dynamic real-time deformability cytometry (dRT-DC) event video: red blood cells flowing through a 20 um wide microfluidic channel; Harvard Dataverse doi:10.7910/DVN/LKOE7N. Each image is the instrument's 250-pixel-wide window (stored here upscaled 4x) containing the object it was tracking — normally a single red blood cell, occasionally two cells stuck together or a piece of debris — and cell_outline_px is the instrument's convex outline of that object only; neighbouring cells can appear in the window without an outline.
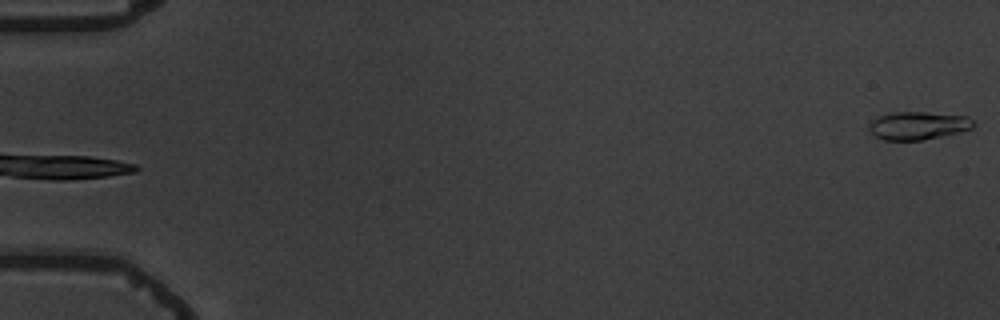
{"species": "common noctule bat (a hibernating species)", "species_latin": "Nyctalus noctula", "temperature_condition": "warm", "stored_images_in_passage": 5, "segment_of_instrument_passage": [2, 2], "camera_frame_rate_fps": 3000, "um_per_image_px": 0.085, "animal": {"sex": "male", "body_mass_g": 19.5, "forearm_length_mm": 54.6}, "frame": {"image": 1, "passage_image": 5, "time_ms": 5.667, "image_size_px": [1000, 320], "cell_outline_px": [[976, 124], [972, 128], [960, 132], [920, 140], [884, 140], [876, 136], [868, 128], [868, 124], [876, 116], [892, 112], [924, 112], [968, 116]], "centroid_in_image_um": [78.02, 10.66], "position_along_channel_um": 7.0, "area_um2": 17.05}}